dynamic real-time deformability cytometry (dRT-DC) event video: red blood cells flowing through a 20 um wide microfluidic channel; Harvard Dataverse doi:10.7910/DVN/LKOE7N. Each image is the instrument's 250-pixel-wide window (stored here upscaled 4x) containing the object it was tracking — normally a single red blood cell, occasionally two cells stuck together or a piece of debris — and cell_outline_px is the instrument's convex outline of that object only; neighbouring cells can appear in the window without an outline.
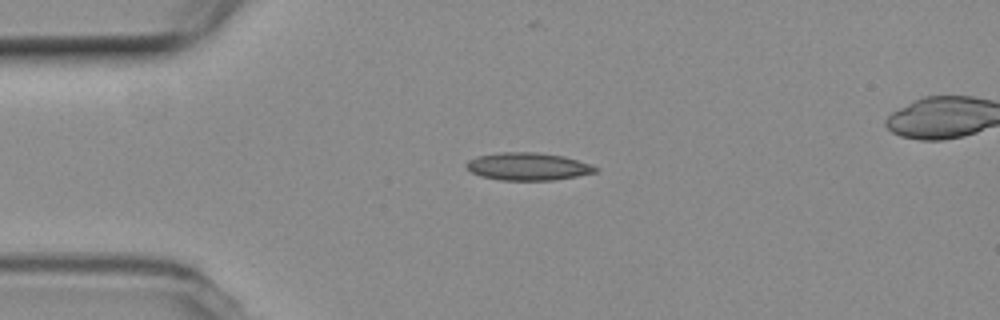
{"species": "common noctule bat (a hibernating species)", "species_latin": "Nyctalus noctula", "temperature_condition": "room temperature", "stored_images_in_passage": 51, "camera_frame_rate_fps": 3000, "um_per_image_px": 0.085, "animal": {"sex": "female", "body_mass_g": 19.3, "forearm_length_mm": 54.1}, "frame": {"image": 1, "passage_image": 10, "time_ms": 3.0, "image_size_px": [1000, 320], "cell_outline_px": [[600, 168], [596, 172], [576, 176], [552, 180], [500, 180], [480, 176], [472, 172], [464, 164], [468, 160], [480, 156], [500, 152], [536, 152], [564, 156]], "centroid_in_image_um": [44.86, 14.15], "position_along_channel_um": 40.1, "area_um2": 20.58}}
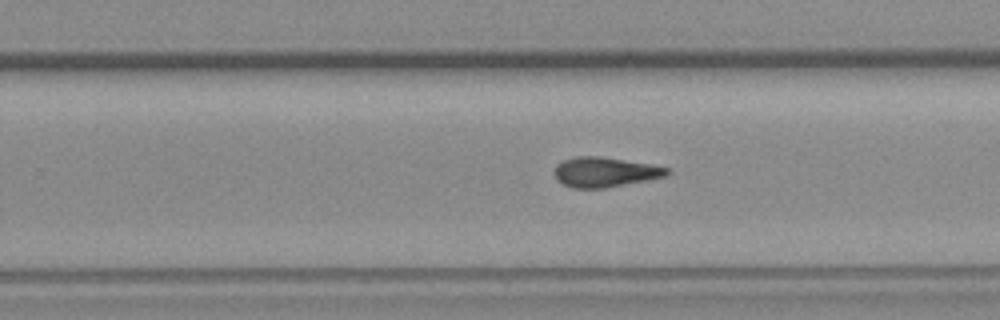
{"frame": {"image": 2, "passage_image": 31, "time_ms": 10.0, "image_size_px": [1000, 320], "cell_outline_px": [[672, 172], [664, 176], [648, 180], [608, 188], [572, 188], [556, 180], [552, 172], [556, 164], [564, 160], [576, 156], [600, 156], [652, 164], [668, 168]], "centroid_in_image_um": [51.39, 14.63], "position_along_channel_um": 278.4, "area_um2": 19.88}}
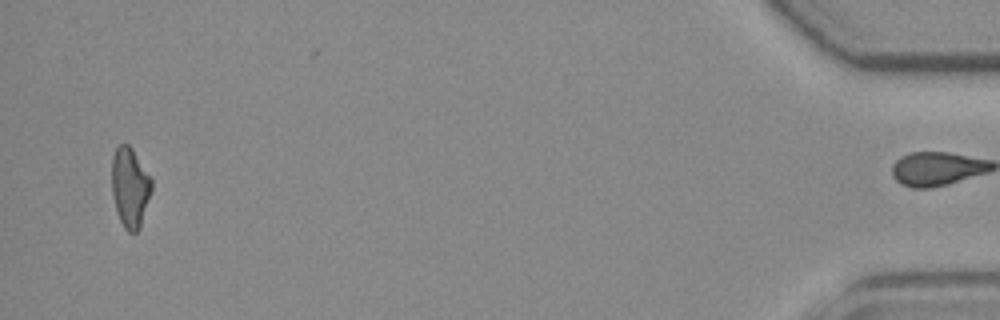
{"frame": {"image": 3, "passage_image": 50, "time_ms": 16.333, "image_size_px": [1000, 320], "cell_outline_px": [[152, 188], [140, 228], [136, 232], [128, 232], [124, 228], [120, 220], [116, 208], [112, 192], [112, 156], [116, 148], [120, 144], [128, 144], [132, 148], [152, 180]], "centroid_in_image_um": [11.05, 15.92], "position_along_channel_um": 424.2, "area_um2": 18.32}}